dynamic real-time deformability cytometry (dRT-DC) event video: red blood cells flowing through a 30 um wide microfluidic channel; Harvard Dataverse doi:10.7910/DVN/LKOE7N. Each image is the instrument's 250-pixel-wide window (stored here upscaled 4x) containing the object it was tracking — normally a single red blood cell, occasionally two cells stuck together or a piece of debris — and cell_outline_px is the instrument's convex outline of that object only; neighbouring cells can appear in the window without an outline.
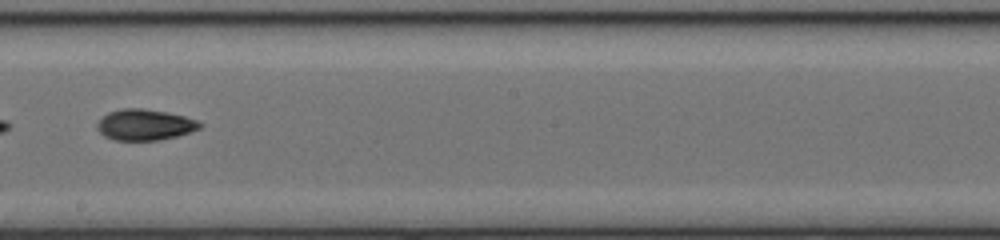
{"species": "common noctule bat (a hibernating species)", "species_latin": "Nyctalus noctula", "temperature_condition": "cold", "stored_images_in_passage": 35, "camera_frame_rate_fps": 3000, "um_per_image_px": 0.085, "animal": {"sex": "female", "body_mass_g": 17.0, "forearm_length_mm": 48.0}, "frame": {"image": 1, "passage_image": 16, "time_ms": 5.0, "image_size_px": [1000, 240], "cell_outline_px": [[204, 124], [200, 128], [176, 136], [160, 140], [116, 140], [104, 136], [96, 128], [96, 124], [108, 112], [120, 108], [140, 108], [164, 112], [184, 116], [196, 120]], "centroid_in_image_um": [12.28, 10.6], "position_along_channel_um": 235.9, "area_um2": 18.38}, "authors_computed_cell_mechanics": {"area_um2": 18.3804, "velocity_mm_per_s": 4.109, "shape_relaxation_time_tau1_ms": 1.7047, "shape_relaxation_time_tau2_ms": 6.0161, "deformation_change_tau1": 0.1215, "deformation_change_tau2": 0.1236}}